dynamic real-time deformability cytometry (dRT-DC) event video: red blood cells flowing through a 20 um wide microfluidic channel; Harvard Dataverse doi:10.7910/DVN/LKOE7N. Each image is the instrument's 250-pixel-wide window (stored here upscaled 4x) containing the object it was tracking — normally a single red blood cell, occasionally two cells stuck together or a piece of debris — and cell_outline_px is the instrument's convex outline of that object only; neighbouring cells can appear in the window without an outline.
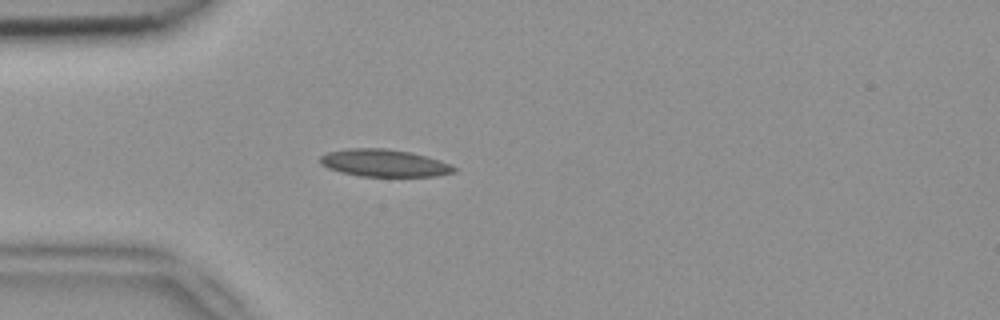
{"species": "common noctule bat (a hibernating species)", "species_latin": "Nyctalus noctula", "temperature_condition": "room temperature", "stored_images_in_passage": 51, "camera_frame_rate_fps": 3000, "um_per_image_px": 0.085, "animal": {"sex": "female", "body_mass_g": 18.4}, "frame": {"image": 1, "passage_image": 14, "time_ms": 4.333, "image_size_px": [1000, 320], "cell_outline_px": [[456, 172], [436, 176], [360, 176], [340, 172], [328, 168], [320, 164], [320, 156], [328, 152], [348, 148], [388, 148], [412, 152], [440, 160], [452, 164], [456, 168]], "centroid_in_image_um": [32.67, 13.85], "position_along_channel_um": 52.3, "area_um2": 21.5}}
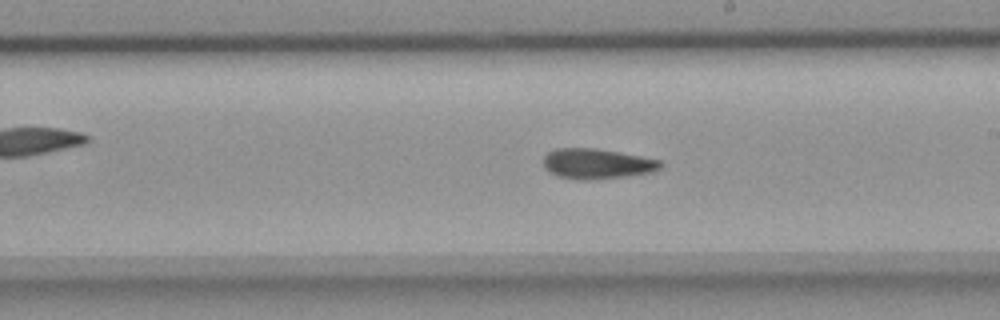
{"frame": {"image": 2, "passage_image": 29, "time_ms": 9.333, "image_size_px": [1000, 320], "cell_outline_px": [[664, 164], [660, 168], [652, 172], [624, 176], [592, 180], [580, 180], [560, 176], [548, 172], [544, 168], [544, 156], [548, 152], [556, 148], [592, 148], [640, 156], [660, 160]], "centroid_in_image_um": [50.72, 13.92], "position_along_channel_um": 238.3, "area_um2": 20.46}}
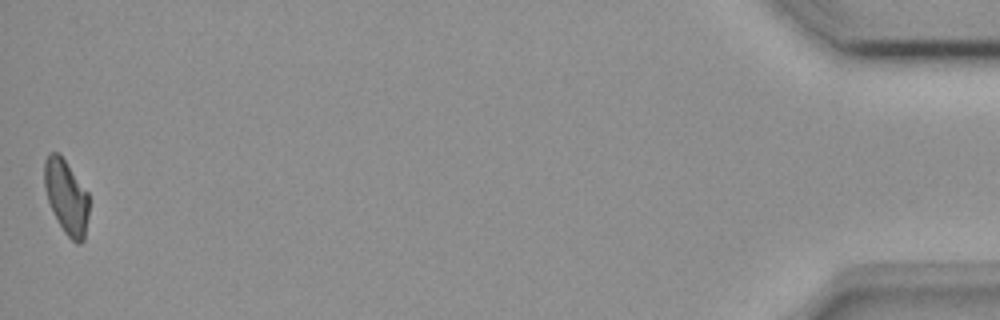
{"frame": {"image": 3, "passage_image": 51, "time_ms": 16.667, "image_size_px": [1000, 320], "cell_outline_px": [[88, 216], [84, 240], [80, 244], [76, 244], [64, 232], [48, 200], [44, 188], [44, 160], [48, 152], [60, 152], [88, 192]], "centroid_in_image_um": [5.64, 16.69], "position_along_channel_um": 429.6, "area_um2": 19.36}}